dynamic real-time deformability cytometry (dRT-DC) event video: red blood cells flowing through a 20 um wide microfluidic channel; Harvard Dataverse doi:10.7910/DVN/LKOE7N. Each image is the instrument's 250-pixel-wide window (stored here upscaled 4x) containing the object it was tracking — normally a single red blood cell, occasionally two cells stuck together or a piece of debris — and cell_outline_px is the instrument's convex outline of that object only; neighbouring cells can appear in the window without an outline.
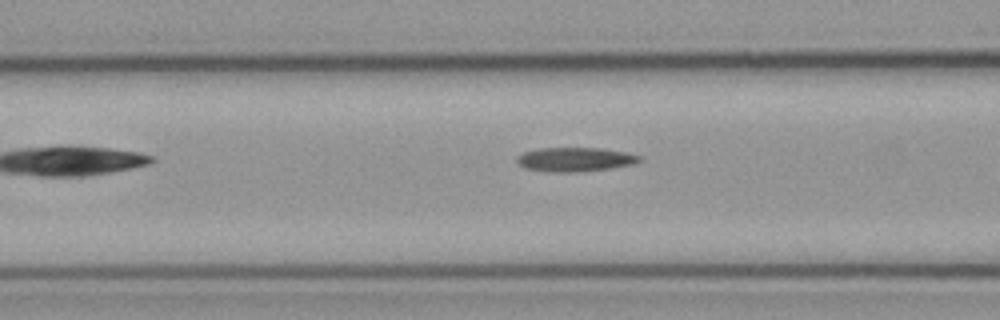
{"species": "common noctule bat (a hibernating species)", "species_latin": "Nyctalus noctula", "temperature_condition": "cold", "stored_images_in_passage": 11, "camera_frame_rate_fps": 3000, "um_per_image_px": 0.085, "animal": {"sex": "male", "body_mass_g": 23.1, "forearm_length_mm": 52.7}, "frame": {"image": 1, "passage_image": 7, "time_ms": 2.0, "image_size_px": [1000, 320], "cell_outline_px": [[640, 160], [632, 164], [612, 168], [576, 172], [552, 172], [524, 168], [516, 160], [516, 156], [524, 152], [540, 148], [596, 148], [624, 152], [640, 156]], "centroid_in_image_um": [48.83, 13.55], "position_along_channel_um": 117.8, "area_um2": 16.99}}
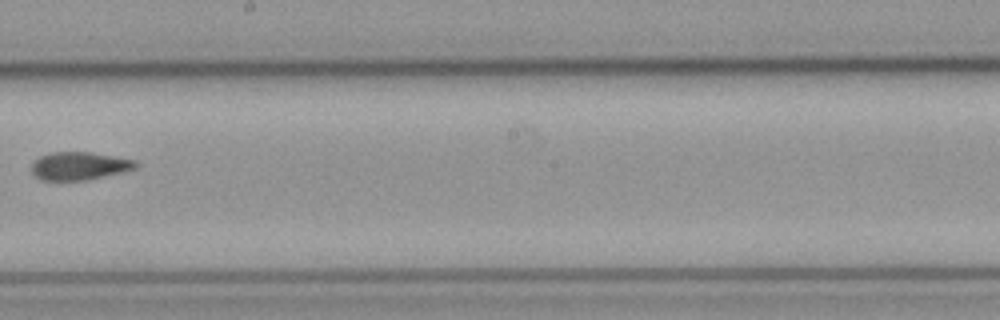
{"frame": {"image": 2, "passage_image": 10, "time_ms": 3.0, "image_size_px": [1000, 320], "cell_outline_px": [[140, 164], [136, 168], [88, 180], [40, 180], [32, 172], [32, 164], [40, 156], [52, 152], [92, 152], [136, 160]], "centroid_in_image_um": [6.76, 14.1], "position_along_channel_um": 241.4, "area_um2": 16.94}}
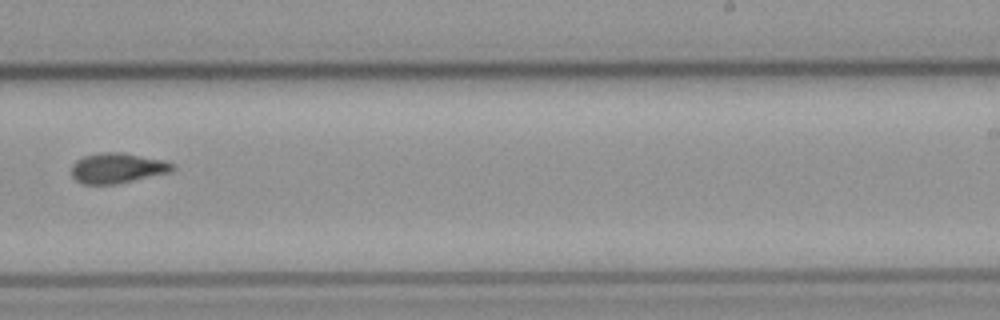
{"frame": {"image": 3, "passage_image": 11, "time_ms": 3.333, "image_size_px": [1000, 320], "cell_outline_px": [[176, 168], [172, 172], [116, 184], [84, 184], [76, 180], [72, 176], [72, 164], [76, 160], [84, 156], [100, 152], [124, 152], [164, 160], [176, 164]], "centroid_in_image_um": [10.02, 14.28], "position_along_channel_um": 279.0, "area_um2": 18.03}}